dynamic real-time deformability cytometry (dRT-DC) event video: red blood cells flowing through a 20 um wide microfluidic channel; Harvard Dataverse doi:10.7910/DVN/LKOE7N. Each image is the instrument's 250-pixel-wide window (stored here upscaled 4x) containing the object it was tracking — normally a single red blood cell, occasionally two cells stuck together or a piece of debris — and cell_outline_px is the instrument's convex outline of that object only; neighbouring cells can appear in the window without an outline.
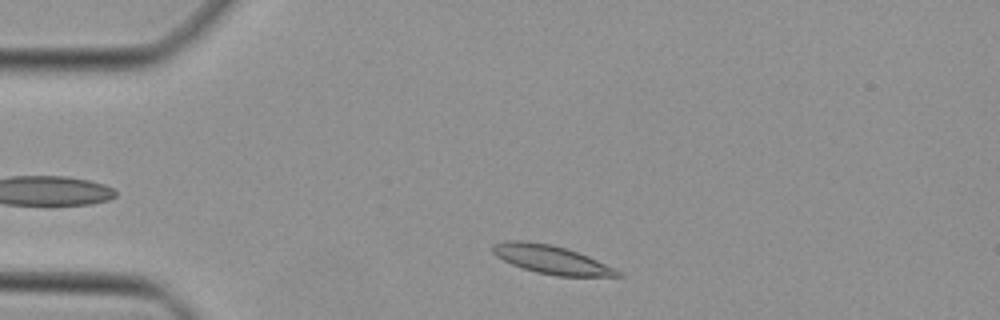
{"species": "Egyptian fruit bat (a non-hibernating species)", "species_latin": "Rousettus aegyptiacus", "temperature_condition": "cold", "stored_images_in_passage": 41, "segment_of_instrument_passage": [1, 2], "camera_frame_rate_fps": 3000, "um_per_image_px": 0.085, "animal": {"sex": "female"}, "frame": {"image": 1, "passage_image": 3, "time_ms": 0.667, "image_size_px": [1000, 320], "cell_outline_px": [[624, 276], [556, 276], [536, 272], [512, 264], [496, 256], [492, 252], [492, 244], [508, 240], [524, 240], [552, 244], [588, 256], [616, 268], [624, 272]], "centroid_in_image_um": [46.88, 22.06], "position_along_channel_um": 38.1, "area_um2": 20.75}}
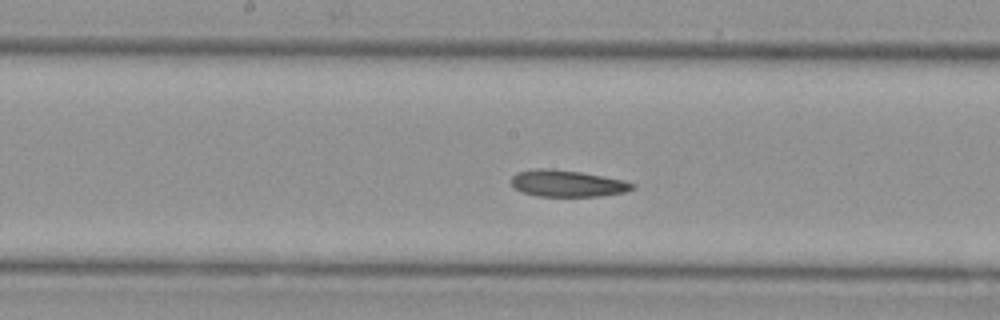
{"frame": {"image": 2, "passage_image": 17, "time_ms": 5.333, "image_size_px": [1000, 320], "cell_outline_px": [[636, 188], [624, 192], [600, 196], [536, 196], [524, 192], [516, 188], [512, 184], [512, 176], [516, 172], [536, 168], [552, 168], [580, 172], [624, 180], [636, 184]], "centroid_in_image_um": [48.24, 15.58], "position_along_channel_um": 200.0, "area_um2": 18.79}}
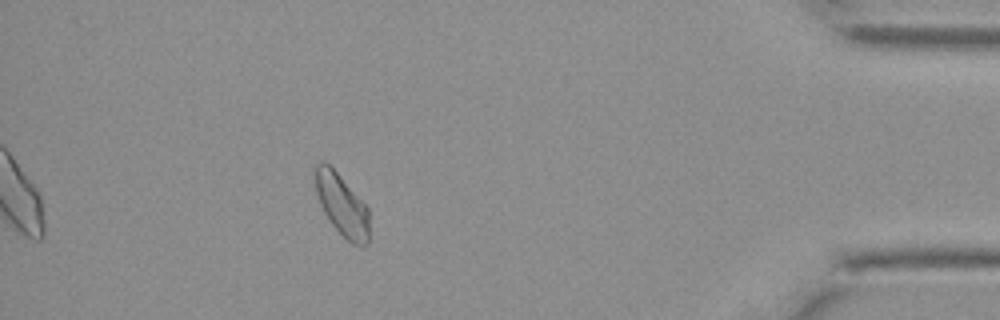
{"frame": {"image": 3, "passage_image": 35, "time_ms": 11.333, "image_size_px": [1000, 320], "cell_outline_px": [[368, 244], [364, 248], [352, 244], [328, 220], [320, 204], [316, 192], [312, 168], [320, 160], [324, 160], [336, 172], [368, 208]], "centroid_in_image_um": [29.01, 17.4], "position_along_channel_um": 406.2, "area_um2": 19.42}}